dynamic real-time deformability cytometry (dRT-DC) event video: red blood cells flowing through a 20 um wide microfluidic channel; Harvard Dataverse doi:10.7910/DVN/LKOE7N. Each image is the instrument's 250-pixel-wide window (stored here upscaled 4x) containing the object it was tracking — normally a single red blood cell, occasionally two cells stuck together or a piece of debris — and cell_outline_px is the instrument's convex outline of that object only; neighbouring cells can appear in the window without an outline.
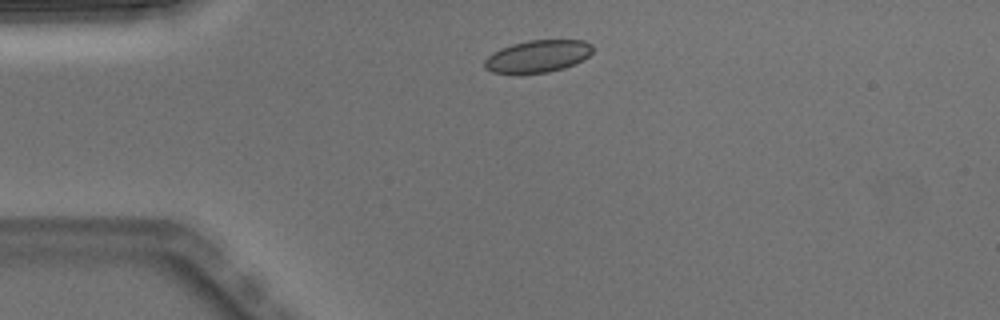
{"species": "Egyptian fruit bat (a non-hibernating species)", "species_latin": "Rousettus aegyptiacus", "temperature_condition": "warm", "stored_images_in_passage": 4, "camera_frame_rate_fps": 3000, "um_per_image_px": 0.085, "animal": {"sex": "male"}, "frame": {"image": 1, "passage_image": 1, "time_ms": 0.0, "image_size_px": [1000, 320], "cell_outline_px": [[592, 52], [588, 56], [564, 68], [548, 72], [492, 72], [484, 68], [484, 60], [488, 56], [500, 48], [512, 44], [528, 40], [584, 40], [592, 44]], "centroid_in_image_um": [45.7, 4.76], "position_along_channel_um": 39.3, "area_um2": 19.94}}
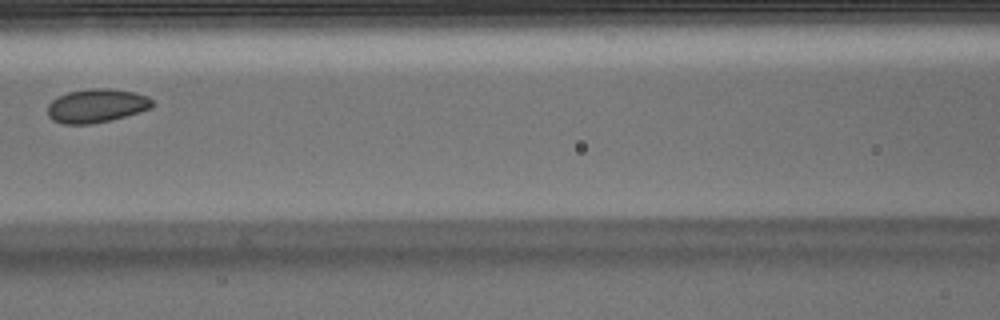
{"frame": {"image": 2, "passage_image": 4, "time_ms": 1.0, "image_size_px": [1000, 320], "cell_outline_px": [[156, 104], [152, 108], [140, 112], [112, 120], [92, 124], [64, 124], [52, 120], [48, 116], [48, 104], [52, 100], [68, 92], [92, 88], [108, 88], [136, 92], [148, 96]], "centroid_in_image_um": [8.25, 8.99], "position_along_channel_um": 158.4, "area_um2": 20.81}}